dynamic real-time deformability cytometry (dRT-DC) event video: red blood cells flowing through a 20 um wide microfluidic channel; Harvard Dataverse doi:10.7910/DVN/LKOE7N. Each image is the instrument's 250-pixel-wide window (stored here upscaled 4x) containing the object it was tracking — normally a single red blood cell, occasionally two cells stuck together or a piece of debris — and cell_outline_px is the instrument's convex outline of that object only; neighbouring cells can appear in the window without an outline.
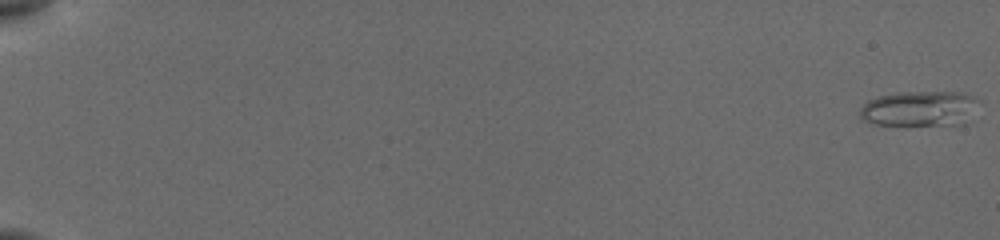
{"species": "common noctule bat (a hibernating species)", "species_latin": "Nyctalus noctula", "temperature_condition": "cold", "stored_images_in_passage": 50, "camera_frame_rate_fps": 3000, "um_per_image_px": 0.085, "animal": {"sex": "female", "body_mass_g": 19.5, "forearm_length_mm": 54.1}, "frame": {"image": 1, "passage_image": 1, "time_ms": 0.0, "image_size_px": [1000, 240], "cell_outline_px": [[980, 100], [964, 124], [876, 124], [864, 120], [860, 116], [860, 108], [868, 100], [876, 96], [900, 92], [964, 92], [976, 96]], "centroid_in_image_um": [78.17, 9.2], "position_along_channel_um": 6.8, "area_um2": 24.28}}
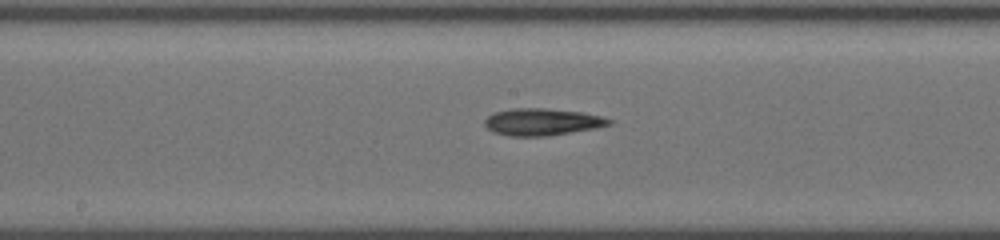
{"frame": {"image": 2, "passage_image": 26, "time_ms": 10.333, "image_size_px": [1000, 240], "cell_outline_px": [[612, 124], [596, 128], [544, 136], [508, 136], [492, 132], [484, 124], [484, 120], [492, 112], [512, 108], [544, 108], [580, 112], [604, 116], [612, 120]], "centroid_in_image_um": [46.05, 10.35], "position_along_channel_um": 202.1, "area_um2": 19.65}}
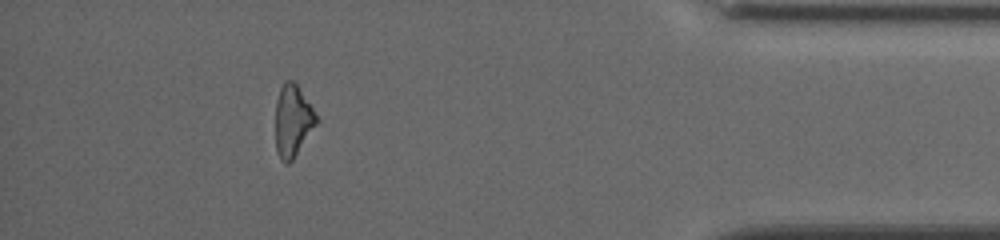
{"frame": {"image": 3, "passage_image": 45, "time_ms": 16.667, "image_size_px": [1000, 240], "cell_outline_px": [[320, 120], [292, 160], [288, 164], [284, 164], [280, 160], [276, 148], [276, 100], [280, 88], [284, 80], [292, 80], [296, 84]], "centroid_in_image_um": [24.88, 10.28], "position_along_channel_um": 410.3, "area_um2": 17.05}, "authors_computed_cell_mechanics": {"area_um2": 18.5538, "velocity_mm_per_s": 3.8903, "shape_relaxation_time_tau1_ms": 4.5122, "shape_relaxation_time_tau2_ms": null, "deformation_change_tau1": 0.1379, "deformation_change_tau2": null}}